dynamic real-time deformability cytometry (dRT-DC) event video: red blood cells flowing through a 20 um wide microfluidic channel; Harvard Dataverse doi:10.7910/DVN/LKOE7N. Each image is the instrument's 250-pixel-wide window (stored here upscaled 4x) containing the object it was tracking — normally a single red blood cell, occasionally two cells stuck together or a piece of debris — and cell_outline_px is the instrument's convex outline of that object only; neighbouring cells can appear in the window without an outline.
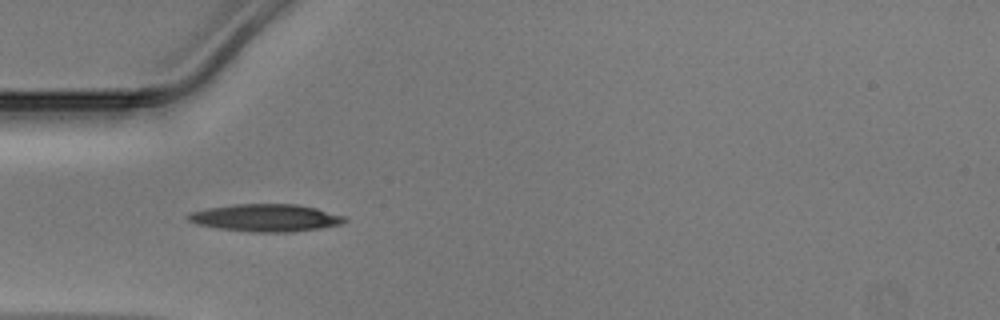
{"species": "Egyptian fruit bat (a non-hibernating species)", "species_latin": "Rousettus aegyptiacus", "temperature_condition": "warm", "stored_images_in_passage": 34, "camera_frame_rate_fps": 3000, "um_per_image_px": 0.085, "animal": {"sex": "male"}, "frame": {"image": 1, "passage_image": 1, "time_ms": 0.0, "image_size_px": [1000, 320], "cell_outline_px": [[348, 220], [340, 224], [320, 228], [292, 232], [256, 232], [220, 228], [196, 224], [188, 220], [184, 216], [188, 212], [208, 208], [236, 204], [296, 204], [316, 208], [344, 216]], "centroid_in_image_um": [22.56, 18.51], "position_along_channel_um": 62.4, "area_um2": 24.91}}
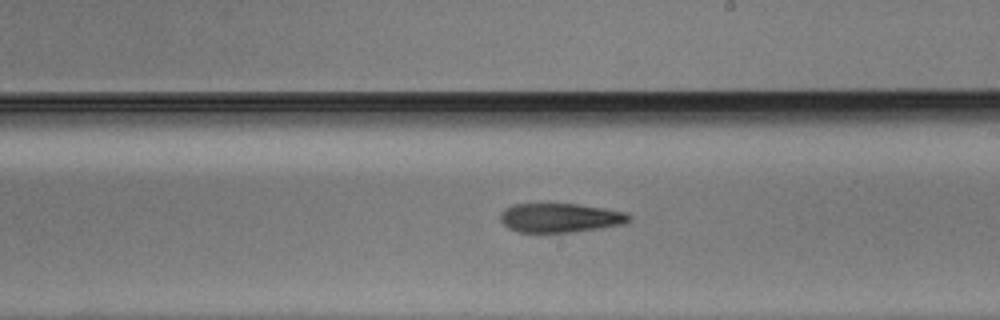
{"frame": {"image": 2, "passage_image": 14, "time_ms": 4.333, "image_size_px": [1000, 320], "cell_outline_px": [[632, 220], [624, 224], [576, 232], [516, 232], [508, 228], [500, 220], [500, 212], [504, 208], [512, 204], [576, 204], [604, 208], [628, 212], [632, 216]], "centroid_in_image_um": [47.63, 18.51], "position_along_channel_um": 241.4, "area_um2": 22.14}}
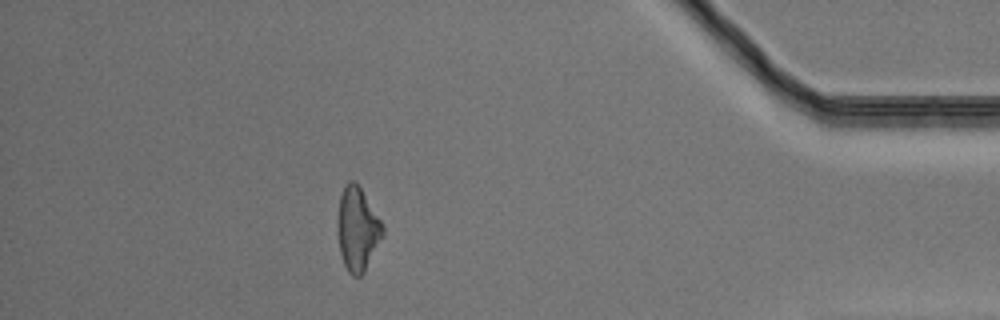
{"frame": {"image": 3, "passage_image": 29, "time_ms": 9.333, "image_size_px": [1000, 320], "cell_outline_px": [[384, 236], [364, 272], [360, 276], [352, 276], [348, 272], [344, 264], [340, 252], [336, 224], [336, 220], [340, 196], [344, 188], [352, 180], [356, 180], [380, 220], [384, 228]], "centroid_in_image_um": [30.38, 19.49], "position_along_channel_um": 404.8, "area_um2": 22.02}}